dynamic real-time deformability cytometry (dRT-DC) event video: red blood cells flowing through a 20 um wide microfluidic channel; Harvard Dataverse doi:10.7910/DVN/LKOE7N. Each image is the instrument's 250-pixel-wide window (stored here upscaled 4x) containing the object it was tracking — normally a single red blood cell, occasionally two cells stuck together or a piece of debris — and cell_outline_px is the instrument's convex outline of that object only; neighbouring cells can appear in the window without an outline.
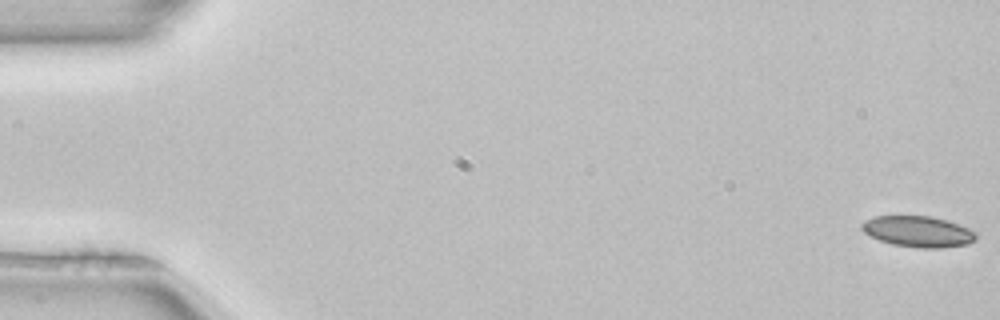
{"species": "common noctule bat (a hibernating species)", "species_latin": "Nyctalus noctula", "temperature_condition": "room temperature", "stored_images_in_passage": 10, "camera_frame_rate_fps": 3000, "um_per_image_px": 0.085, "animal": {"sex": "female", "body_mass_g": 22.7, "forearm_length_mm": 54.2}, "frame": {"image": 1, "passage_image": 1, "time_ms": 0.0, "image_size_px": [1000, 320], "cell_outline_px": [[976, 240], [968, 244], [940, 248], [916, 248], [892, 244], [880, 240], [864, 232], [860, 228], [860, 224], [864, 220], [876, 216], [932, 216], [948, 220], [968, 228], [976, 232]], "centroid_in_image_um": [78.04, 19.68], "position_along_channel_um": 7.0, "area_um2": 20.75}}